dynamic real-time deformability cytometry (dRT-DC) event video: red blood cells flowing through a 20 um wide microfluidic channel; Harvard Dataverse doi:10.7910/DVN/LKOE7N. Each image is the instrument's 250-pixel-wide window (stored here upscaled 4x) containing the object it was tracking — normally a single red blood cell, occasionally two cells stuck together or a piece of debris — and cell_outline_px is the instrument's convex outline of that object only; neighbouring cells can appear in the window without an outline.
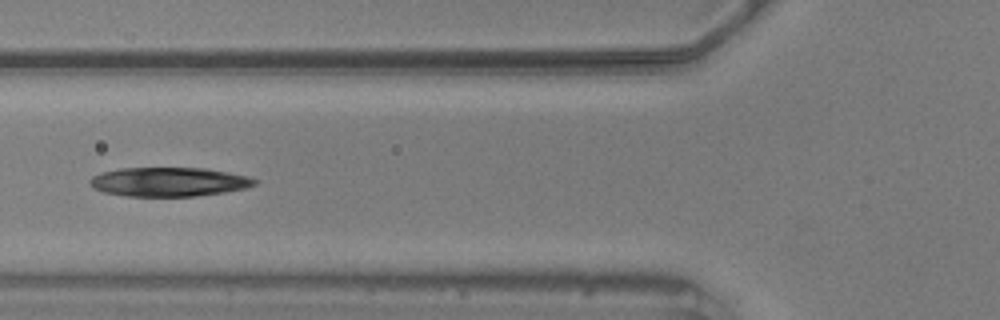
{"species": "common noctule bat (a hibernating species)", "species_latin": "Nyctalus noctula", "temperature_condition": "warm", "stored_images_in_passage": 12, "camera_frame_rate_fps": 3000, "um_per_image_px": 0.085, "animal": {"sex": "male", "body_mass_g": 20.5, "forearm_length_mm": 52.5}, "frame": {"image": 1, "passage_image": 6, "time_ms": 1.667, "image_size_px": [1000, 320], "cell_outline_px": [[260, 180], [256, 184], [244, 188], [224, 192], [196, 196], [124, 196], [104, 192], [92, 188], [88, 184], [88, 180], [92, 176], [100, 172], [120, 168], [204, 168], [228, 172], [248, 176]], "centroid_in_image_um": [14.31, 15.45], "position_along_channel_um": 111.5, "area_um2": 28.15}}
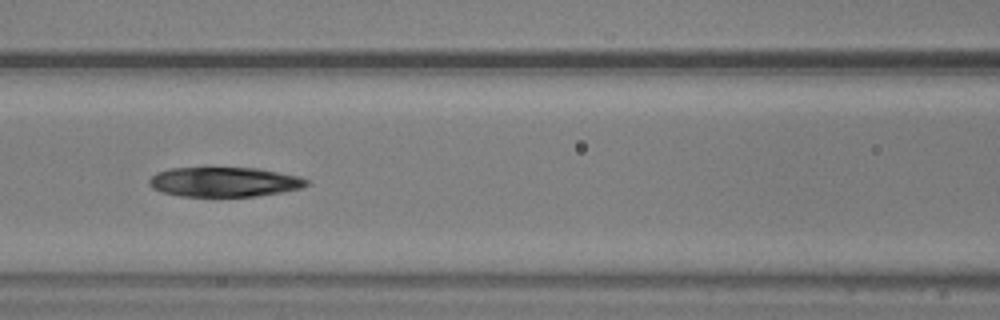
{"frame": {"image": 2, "passage_image": 9, "time_ms": 2.667, "image_size_px": [1000, 320], "cell_outline_px": [[308, 184], [300, 188], [280, 192], [256, 196], [180, 196], [160, 192], [152, 188], [148, 184], [148, 180], [156, 172], [168, 168], [256, 168], [300, 176], [308, 180]], "centroid_in_image_um": [19.01, 15.46], "position_along_channel_um": 147.6, "area_um2": 27.17}}